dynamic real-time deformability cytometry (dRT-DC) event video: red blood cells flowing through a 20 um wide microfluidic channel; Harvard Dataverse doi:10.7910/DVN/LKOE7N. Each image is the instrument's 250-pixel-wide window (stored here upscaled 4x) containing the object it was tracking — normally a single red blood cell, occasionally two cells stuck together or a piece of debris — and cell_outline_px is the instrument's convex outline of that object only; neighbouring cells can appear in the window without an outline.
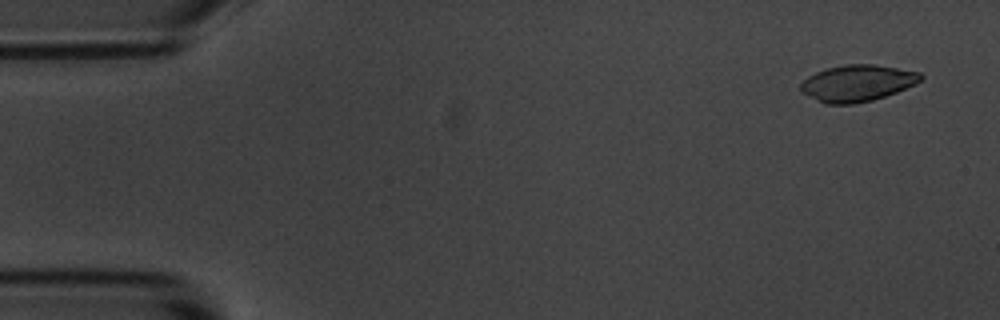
{"species": "common noctule bat (a hibernating species)", "species_latin": "Nyctalus noctula", "temperature_condition": "room temperature", "stored_images_in_passage": 54, "camera_frame_rate_fps": 3000, "um_per_image_px": 0.085, "animal": {"sex": "male", "body_mass_g": 20.1, "forearm_length_mm": 53.5}, "frame": {"image": 1, "passage_image": 3, "time_ms": 0.667, "image_size_px": [1000, 320], "cell_outline_px": [[924, 76], [916, 84], [896, 92], [872, 100], [852, 104], [824, 104], [800, 92], [800, 84], [808, 76], [816, 72], [828, 68], [848, 64], [872, 64], [920, 72]], "centroid_in_image_um": [72.85, 7.07], "position_along_channel_um": 12.2, "area_um2": 25.43}}
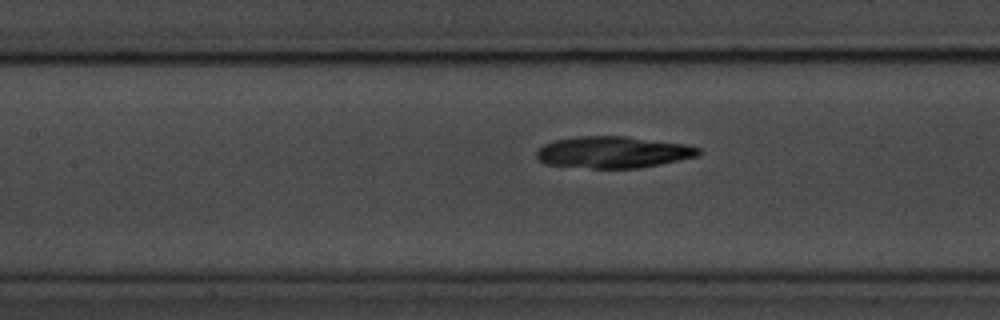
{"frame": {"image": 2, "passage_image": 24, "time_ms": 7.667, "image_size_px": [1000, 320], "cell_outline_px": [[704, 152], [700, 156], [640, 168], [592, 168], [544, 164], [536, 156], [536, 152], [544, 144], [552, 140], [576, 136], [628, 136], [688, 144], [700, 148]], "centroid_in_image_um": [52.17, 12.93], "position_along_channel_um": 155.2, "area_um2": 30.29}}
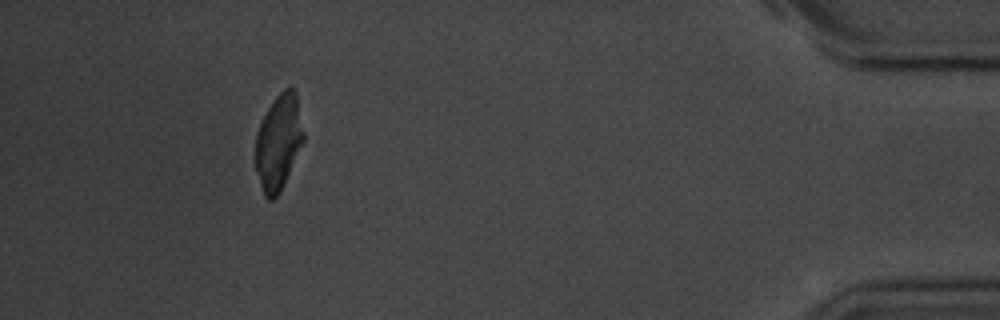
{"frame": {"image": 3, "passage_image": 50, "time_ms": 16.333, "image_size_px": [1000, 320], "cell_outline_px": [[304, 140], [280, 192], [272, 200], [268, 200], [264, 196], [260, 184], [256, 168], [256, 132], [268, 108], [276, 96], [288, 84], [292, 84], [296, 92], [304, 132]], "centroid_in_image_um": [23.69, 12.04], "position_along_channel_um": 411.5, "area_um2": 26.65}, "authors_computed_cell_mechanics": {"area_um2": 28.9867, "velocity_mm_per_s": 3.6585, "shape_relaxation_time_tau1_ms": 6.7502, "shape_relaxation_time_tau2_ms": 2.7779, "deformation_change_tau1": 0.2686, "deformation_change_tau2": 0.0735}}